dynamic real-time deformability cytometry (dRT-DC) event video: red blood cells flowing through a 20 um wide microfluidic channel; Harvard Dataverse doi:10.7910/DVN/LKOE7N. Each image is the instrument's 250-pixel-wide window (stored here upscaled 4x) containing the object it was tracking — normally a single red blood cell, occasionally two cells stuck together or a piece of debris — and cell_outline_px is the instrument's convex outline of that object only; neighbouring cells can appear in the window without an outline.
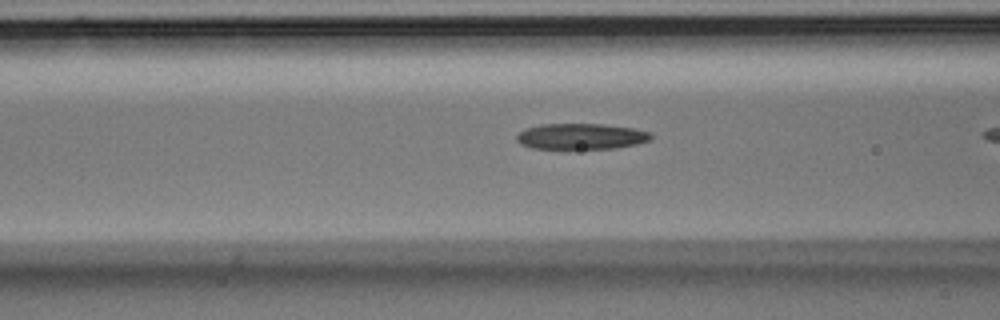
{"species": "Egyptian fruit bat (a non-hibernating species)", "species_latin": "Rousettus aegyptiacus", "temperature_condition": "room temperature", "stored_images_in_passage": 37, "camera_frame_rate_fps": 3000, "um_per_image_px": 0.085, "animal": {"sex": "male"}, "frame": {"image": 1, "passage_image": 17, "time_ms": 5.333, "image_size_px": [1000, 320], "cell_outline_px": [[652, 136], [648, 140], [636, 144], [616, 148], [532, 148], [520, 144], [516, 140], [516, 136], [524, 128], [540, 124], [604, 124], [632, 128], [652, 132]], "centroid_in_image_um": [49.37, 11.58], "position_along_channel_um": 117.2, "area_um2": 20.17}}
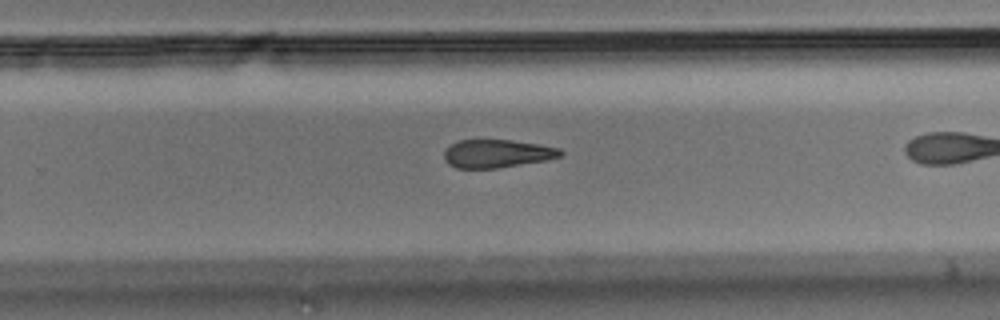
{"frame": {"image": 2, "passage_image": 30, "time_ms": 9.667, "image_size_px": [1000, 320], "cell_outline_px": [[564, 152], [560, 156], [548, 160], [496, 168], [456, 168], [448, 164], [444, 160], [444, 152], [452, 144], [460, 140], [512, 140], [540, 144], [560, 148]], "centroid_in_image_um": [42.27, 13.05], "position_along_channel_um": 287.5, "area_um2": 19.07}}
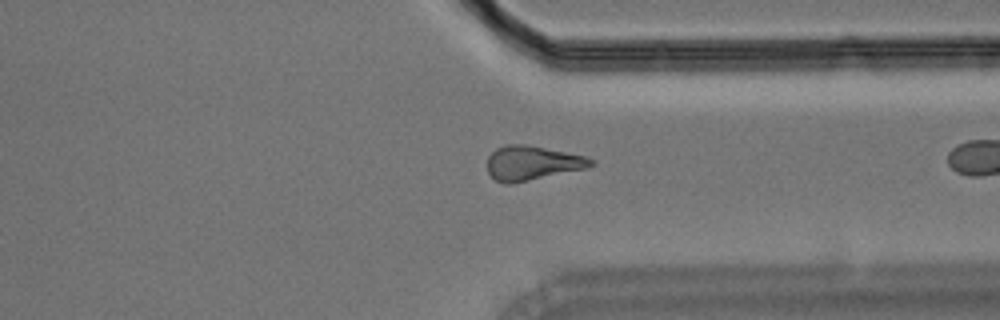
{"frame": {"image": 3, "passage_image": 36, "time_ms": 11.667, "image_size_px": [1000, 320], "cell_outline_px": [[596, 164], [588, 168], [512, 184], [504, 184], [496, 180], [488, 172], [488, 156], [496, 148], [504, 144], [524, 144], [588, 156], [596, 160]], "centroid_in_image_um": [45.28, 13.86], "position_along_channel_um": 366.1, "area_um2": 21.04}}